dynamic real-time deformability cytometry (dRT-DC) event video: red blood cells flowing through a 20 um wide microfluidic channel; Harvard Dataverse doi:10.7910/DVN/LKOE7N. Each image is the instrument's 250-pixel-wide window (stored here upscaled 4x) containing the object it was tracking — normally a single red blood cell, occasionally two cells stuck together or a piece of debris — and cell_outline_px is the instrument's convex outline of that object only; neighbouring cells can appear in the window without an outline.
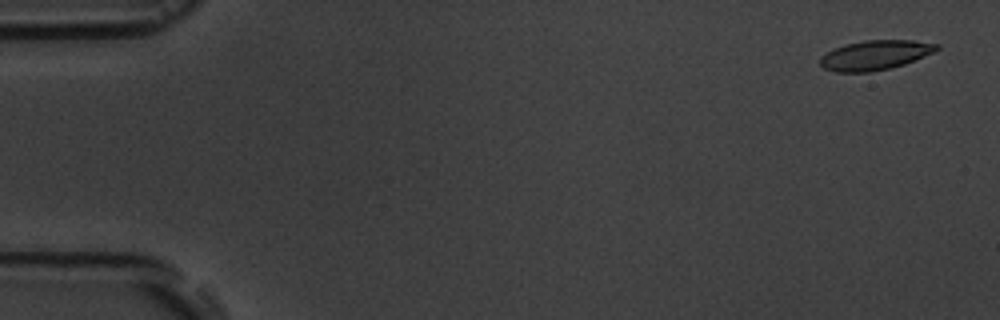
{"species": "common noctule bat (a hibernating species)", "species_latin": "Nyctalus noctula", "temperature_condition": "room temperature", "stored_images_in_passage": 5, "camera_frame_rate_fps": 3000, "um_per_image_px": 0.085, "animal": {"sex": "male", "body_mass_g": 19.5, "forearm_length_mm": 54.6}, "frame": {"image": 1, "passage_image": 1, "time_ms": 0.0, "image_size_px": [1000, 320], "cell_outline_px": [[940, 48], [932, 52], [904, 64], [888, 68], [868, 72], [836, 72], [824, 68], [820, 64], [820, 56], [844, 44], [864, 40], [912, 40], [940, 44]], "centroid_in_image_um": [74.36, 4.67], "position_along_channel_um": 10.6, "area_um2": 19.88}}